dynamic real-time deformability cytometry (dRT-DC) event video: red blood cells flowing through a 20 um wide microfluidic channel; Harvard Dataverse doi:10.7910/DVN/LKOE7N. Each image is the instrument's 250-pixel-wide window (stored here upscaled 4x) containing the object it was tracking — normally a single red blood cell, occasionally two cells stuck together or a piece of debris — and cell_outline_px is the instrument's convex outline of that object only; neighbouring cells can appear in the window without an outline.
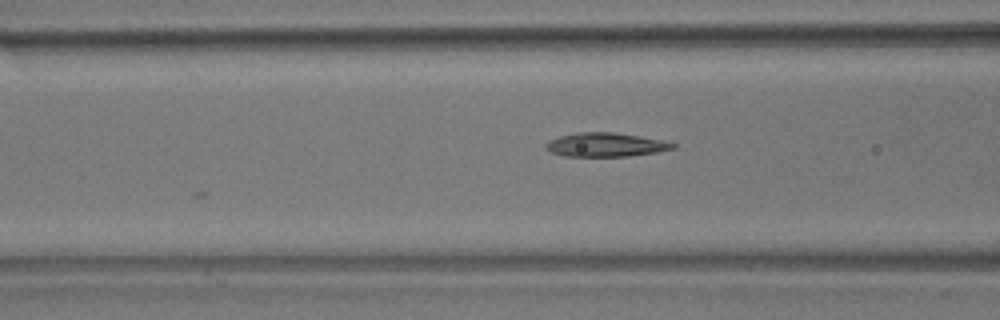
{"species": "common noctule bat (a hibernating species)", "species_latin": "Nyctalus noctula", "temperature_condition": "room temperature", "stored_images_in_passage": 5, "camera_frame_rate_fps": 3000, "um_per_image_px": 0.085, "animal": {"sex": "male", "body_mass_g": 17.9}, "frame": {"image": 1, "passage_image": 5, "time_ms": 4.667, "image_size_px": [1000, 320], "cell_outline_px": [[676, 148], [656, 152], [628, 156], [564, 156], [552, 152], [544, 148], [544, 144], [548, 140], [560, 136], [576, 132], [612, 132], [640, 136], [664, 140], [676, 144]], "centroid_in_image_um": [51.46, 12.3], "position_along_channel_um": 115.1, "area_um2": 17.74}}